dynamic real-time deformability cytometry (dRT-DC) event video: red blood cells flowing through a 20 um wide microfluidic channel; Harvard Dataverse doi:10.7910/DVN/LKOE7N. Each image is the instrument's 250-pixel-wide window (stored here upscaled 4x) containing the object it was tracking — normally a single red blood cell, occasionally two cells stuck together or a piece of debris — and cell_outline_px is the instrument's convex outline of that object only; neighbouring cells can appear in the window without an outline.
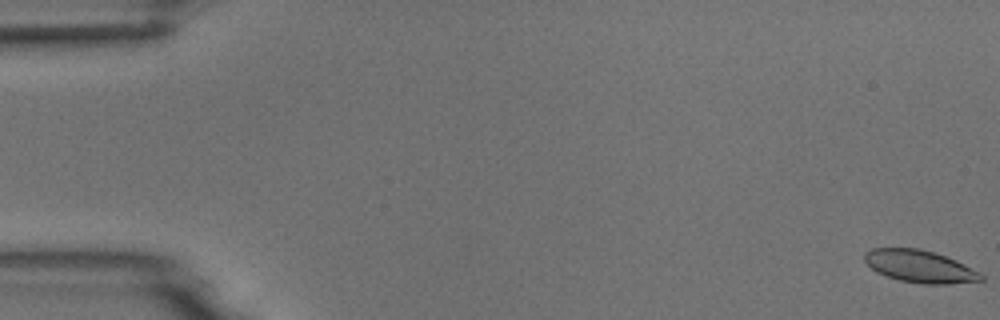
{"species": "common noctule bat (a hibernating species)", "species_latin": "Nyctalus noctula", "temperature_condition": "room temperature", "stored_images_in_passage": 48, "camera_frame_rate_fps": 3000, "um_per_image_px": 0.085, "animal": {"sex": "male", "body_mass_g": 18.8}, "frame": {"image": 1, "passage_image": 1, "time_ms": 0.0, "image_size_px": [1000, 320], "cell_outline_px": [[984, 280], [948, 284], [924, 284], [900, 280], [876, 272], [864, 260], [864, 252], [872, 248], [920, 248], [956, 260], [980, 272], [984, 276]], "centroid_in_image_um": [78.19, 22.64], "position_along_channel_um": 6.8, "area_um2": 21.85}}
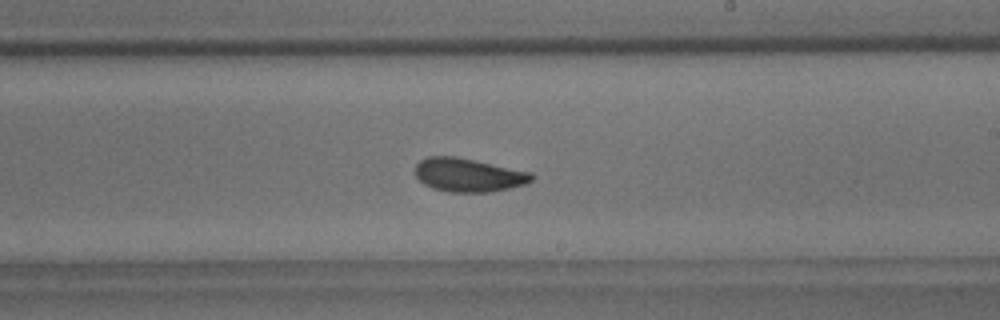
{"frame": {"image": 2, "passage_image": 33, "time_ms": 10.667, "image_size_px": [1000, 320], "cell_outline_px": [[536, 176], [532, 180], [524, 184], [492, 192], [448, 192], [432, 188], [424, 184], [416, 176], [416, 164], [420, 160], [428, 156], [456, 156], [532, 172]], "centroid_in_image_um": [39.82, 14.87], "position_along_channel_um": 249.2, "area_um2": 22.83}}
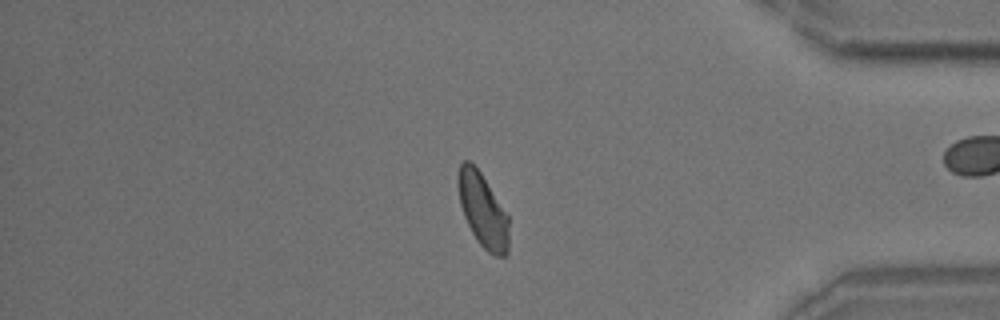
{"frame": {"image": 3, "passage_image": 47, "time_ms": 15.333, "image_size_px": [1000, 320], "cell_outline_px": [[508, 252], [504, 256], [496, 256], [488, 252], [476, 240], [464, 216], [460, 204], [456, 184], [456, 176], [460, 164], [464, 160], [468, 160], [480, 172], [508, 212]], "centroid_in_image_um": [41.03, 17.85], "position_along_channel_um": 394.2, "area_um2": 22.14}, "authors_computed_cell_mechanics": {"area_um2": 22.5709, "velocity_mm_per_s": 3.695, "shape_relaxation_time_tau1_ms": 3.5582, "shape_relaxation_time_tau2_ms": 1.813, "deformation_change_tau1": 0.1121, "deformation_change_tau2": 0.0793}}